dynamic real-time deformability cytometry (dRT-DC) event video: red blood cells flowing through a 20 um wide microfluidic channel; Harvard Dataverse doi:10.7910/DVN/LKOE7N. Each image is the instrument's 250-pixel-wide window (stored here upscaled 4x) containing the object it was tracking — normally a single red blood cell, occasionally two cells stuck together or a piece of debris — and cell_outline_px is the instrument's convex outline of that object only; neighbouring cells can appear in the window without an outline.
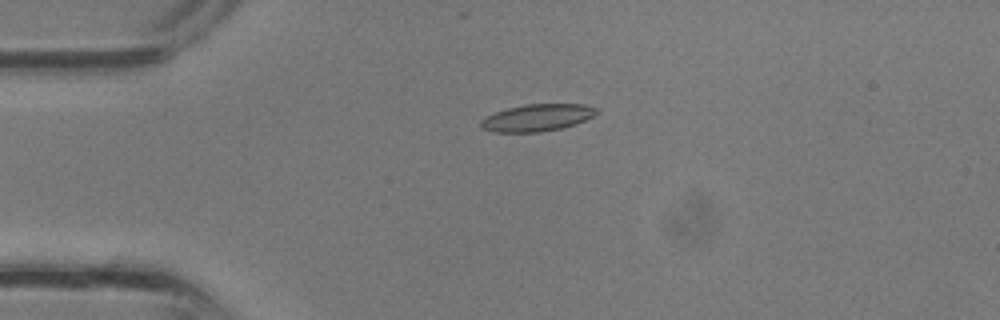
{"species": "common noctule bat (a hibernating species)", "species_latin": "Nyctalus noctula", "temperature_condition": "room temperature", "stored_images_in_passage": 28, "camera_frame_rate_fps": 3000, "um_per_image_px": 0.085, "animal": {"sex": "male", "body_mass_g": 13.3}, "frame": {"image": 1, "passage_image": 1, "time_ms": 0.0, "image_size_px": [1000, 320], "cell_outline_px": [[600, 112], [584, 120], [560, 128], [540, 132], [492, 132], [480, 128], [480, 120], [484, 116], [508, 108], [524, 104], [584, 104], [596, 108]], "centroid_in_image_um": [45.6, 10.0], "position_along_channel_um": 39.4, "area_um2": 18.21}}
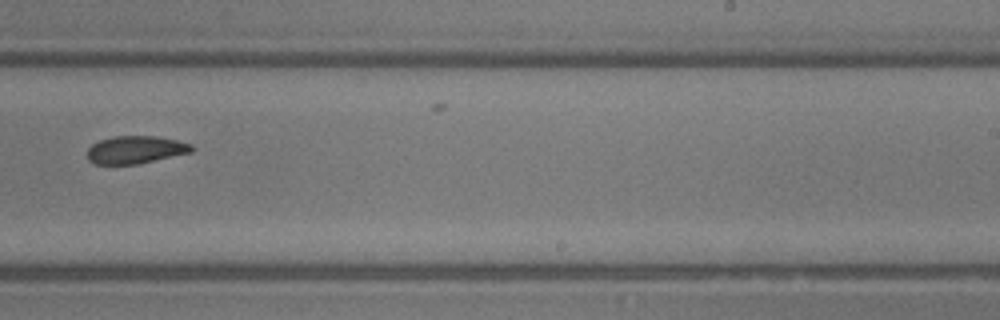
{"frame": {"image": 2, "passage_image": 15, "time_ms": 4.667, "image_size_px": [1000, 320], "cell_outline_px": [[196, 148], [192, 152], [140, 164], [96, 164], [88, 160], [88, 148], [92, 144], [100, 140], [112, 136], [156, 136], [176, 140], [192, 144]], "centroid_in_image_um": [11.55, 12.73], "position_along_channel_um": 277.4, "area_um2": 16.99}}
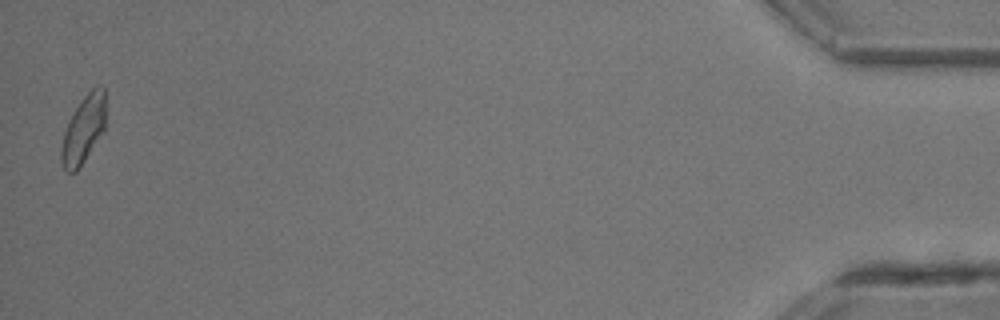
{"frame": {"image": 3, "passage_image": 28, "time_ms": 9.0, "image_size_px": [1000, 320], "cell_outline_px": [[104, 132], [76, 172], [64, 172], [60, 160], [60, 148], [64, 132], [80, 100], [92, 88], [100, 84], [104, 88]], "centroid_in_image_um": [7.08, 11.05], "position_along_channel_um": 428.1, "area_um2": 17.4}}